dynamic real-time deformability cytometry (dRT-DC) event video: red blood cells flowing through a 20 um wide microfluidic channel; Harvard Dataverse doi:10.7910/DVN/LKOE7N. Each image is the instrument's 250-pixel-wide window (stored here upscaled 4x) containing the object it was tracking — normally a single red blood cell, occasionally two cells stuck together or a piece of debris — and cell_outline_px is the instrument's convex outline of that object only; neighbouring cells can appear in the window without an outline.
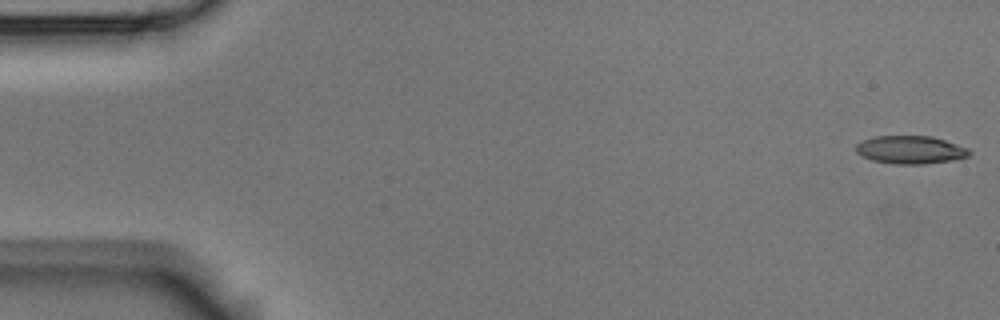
{"species": "Egyptian fruit bat (a non-hibernating species)", "species_latin": "Rousettus aegyptiacus", "temperature_condition": "room temperature", "stored_images_in_passage": 10, "camera_frame_rate_fps": 3000, "um_per_image_px": 0.085, "animal": {"sex": "male"}, "frame": {"image": 1, "passage_image": 1, "time_ms": 0.0, "image_size_px": [1000, 320], "cell_outline_px": [[972, 152], [968, 156], [952, 160], [924, 164], [896, 164], [872, 160], [856, 152], [856, 144], [872, 136], [932, 136], [968, 148]], "centroid_in_image_um": [77.39, 12.73], "position_along_channel_um": 7.6, "area_um2": 18.38}}